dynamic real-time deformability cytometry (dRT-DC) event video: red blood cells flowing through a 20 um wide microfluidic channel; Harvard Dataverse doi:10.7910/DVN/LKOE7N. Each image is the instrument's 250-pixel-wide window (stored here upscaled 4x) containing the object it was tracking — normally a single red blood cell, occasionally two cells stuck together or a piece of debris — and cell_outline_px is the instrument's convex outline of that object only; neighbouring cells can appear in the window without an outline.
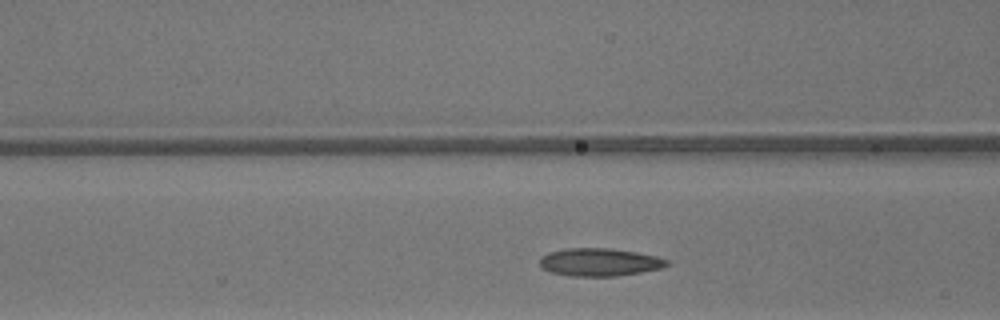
{"species": "common noctule bat (a hibernating species)", "species_latin": "Nyctalus noctula", "temperature_condition": "warm", "stored_images_in_passage": 27, "camera_frame_rate_fps": 3000, "um_per_image_px": 0.085, "animal": {"sex": "male", "body_mass_g": 13.3}, "frame": {"image": 1, "passage_image": 9, "time_ms": 2.667, "image_size_px": [1000, 320], "cell_outline_px": [[668, 264], [664, 268], [616, 276], [568, 276], [552, 272], [544, 268], [540, 264], [540, 260], [548, 252], [564, 248], [612, 248], [636, 252], [656, 256], [668, 260]], "centroid_in_image_um": [50.98, 22.28], "position_along_channel_um": 115.6, "area_um2": 20.58}}
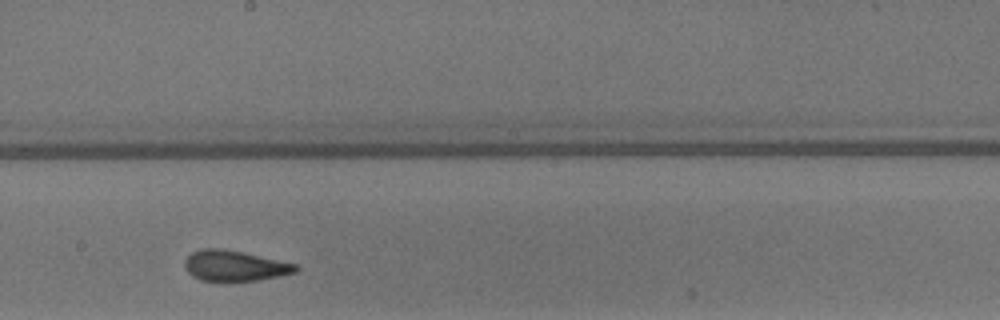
{"frame": {"image": 2, "passage_image": 17, "time_ms": 5.333, "image_size_px": [1000, 320], "cell_outline_px": [[300, 268], [296, 272], [280, 276], [260, 280], [228, 284], [200, 280], [192, 276], [184, 268], [184, 260], [192, 252], [200, 248], [216, 248], [244, 252], [300, 264]], "centroid_in_image_um": [19.96, 22.63], "position_along_channel_um": 228.2, "area_um2": 20.81}}
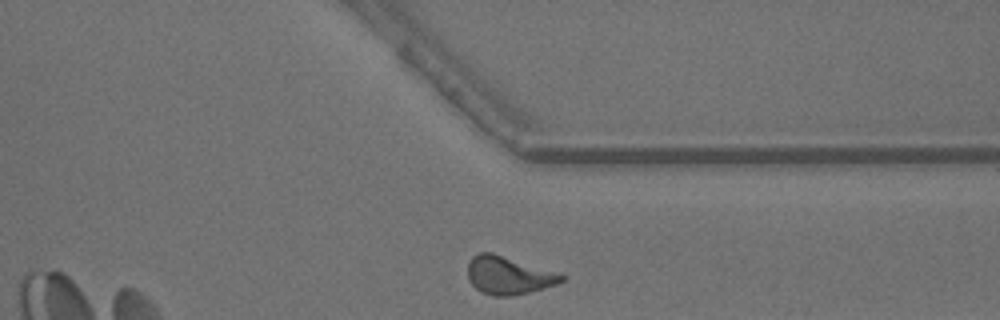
{"frame": {"image": 3, "passage_image": 27, "time_ms": 8.667, "image_size_px": [1000, 320], "cell_outline_px": [[568, 276], [564, 280], [556, 284], [528, 292], [508, 296], [492, 296], [480, 292], [468, 280], [468, 264], [472, 256], [480, 252], [492, 252], [560, 272]], "centroid_in_image_um": [43.24, 23.39], "position_along_channel_um": 368.2, "area_um2": 20.98}, "authors_computed_cell_mechanics": {"area_um2": 20.2878, "velocity_mm_per_s": 4.2183, "shape_relaxation_time_tau1_ms": 6.5047, "shape_relaxation_time_tau2_ms": 1.3105, "deformation_change_tau1": 0.1856, "deformation_change_tau2": 0.0848}}